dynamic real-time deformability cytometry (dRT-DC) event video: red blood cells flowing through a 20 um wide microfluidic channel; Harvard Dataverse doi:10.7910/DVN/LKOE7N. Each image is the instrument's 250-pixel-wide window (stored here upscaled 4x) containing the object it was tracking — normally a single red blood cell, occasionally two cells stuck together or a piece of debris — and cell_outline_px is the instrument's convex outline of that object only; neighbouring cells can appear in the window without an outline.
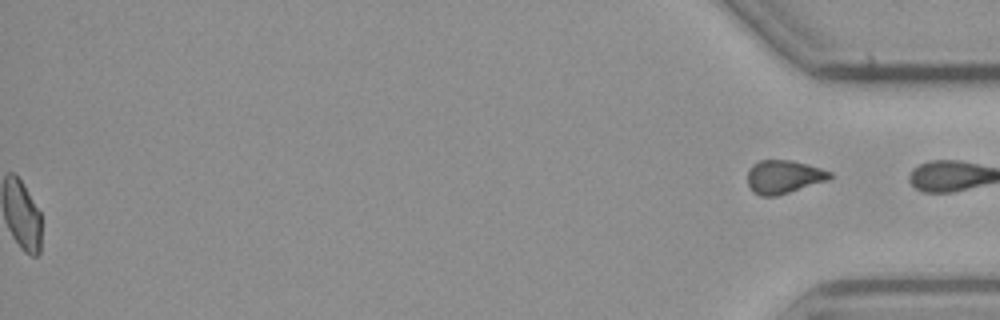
{"species": "common noctule bat (a hibernating species)", "species_latin": "Nyctalus noctula", "temperature_condition": "cold", "stored_images_in_passage": 56, "segment_of_instrument_passage": [2, 2], "camera_frame_rate_fps": 3000, "um_per_image_px": 0.085, "animal": {"sex": "male", "body_mass_g": 23.1, "forearm_length_mm": 52.7}, "frame": {"image": 1, "passage_image": 56, "time_ms": 18.333, "image_size_px": [1000, 320], "cell_outline_px": [[832, 176], [828, 180], [776, 196], [760, 196], [752, 192], [748, 184], [748, 172], [752, 164], [760, 160], [788, 160], [808, 164], [832, 172]], "centroid_in_image_um": [66.6, 15.03], "position_along_channel_um": 368.6, "area_um2": 15.95}}